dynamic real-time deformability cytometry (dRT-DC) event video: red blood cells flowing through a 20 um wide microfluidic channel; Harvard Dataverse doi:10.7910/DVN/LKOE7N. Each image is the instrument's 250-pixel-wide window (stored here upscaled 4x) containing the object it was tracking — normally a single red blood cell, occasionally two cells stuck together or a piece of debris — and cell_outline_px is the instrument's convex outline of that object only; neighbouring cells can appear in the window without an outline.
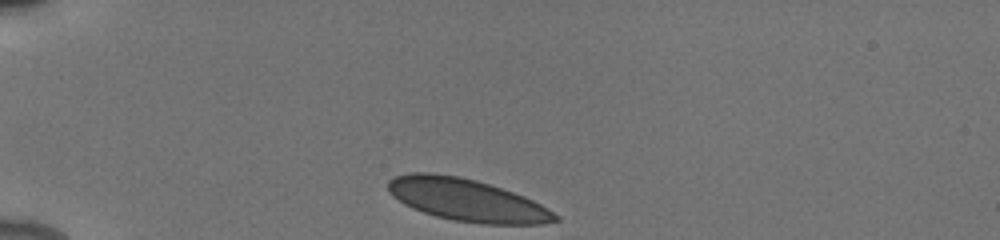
{"species": "human", "species_latin": "Homo sapiens", "temperature_condition": "cold", "stored_images_in_passage": 34, "camera_frame_rate_fps": 3000, "um_per_image_px": 0.085, "donor": {"sex": "male"}, "frame": {"image": 1, "passage_image": 1, "time_ms": 0.0, "image_size_px": [1000, 240], "cell_outline_px": [[560, 220], [540, 224], [484, 224], [452, 220], [436, 216], [412, 208], [404, 204], [392, 196], [388, 192], [388, 180], [396, 176], [412, 172], [432, 172], [460, 176], [476, 180], [524, 196], [540, 204], [560, 216]], "centroid_in_image_um": [39.66, 17.0], "position_along_channel_um": 45.3, "area_um2": 41.15}}
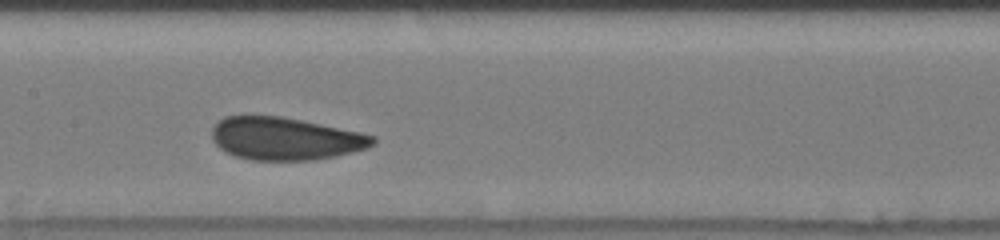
{"frame": {"image": 2, "passage_image": 15, "time_ms": 4.667, "image_size_px": [1000, 240], "cell_outline_px": [[376, 144], [368, 148], [336, 156], [316, 160], [252, 160], [236, 156], [220, 148], [212, 140], [212, 128], [224, 116], [244, 112], [280, 116], [360, 132], [376, 136]], "centroid_in_image_um": [24.22, 11.75], "position_along_channel_um": 183.2, "area_um2": 40.69}}
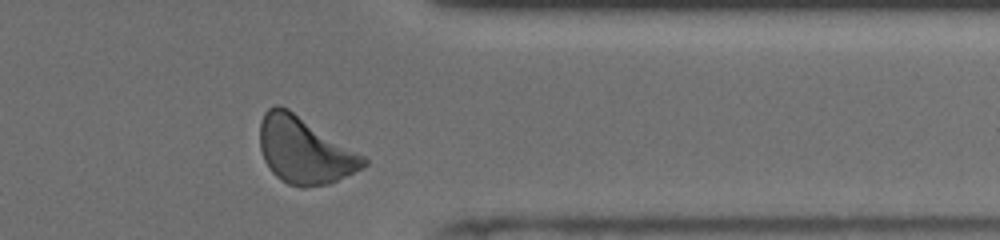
{"frame": {"image": 3, "passage_image": 31, "time_ms": 10.0, "image_size_px": [1000, 240], "cell_outline_px": [[368, 164], [364, 168], [328, 184], [304, 188], [300, 188], [288, 184], [280, 180], [272, 172], [264, 160], [260, 148], [260, 120], [264, 112], [268, 108], [276, 104], [280, 104], [288, 108], [364, 156], [368, 160]], "centroid_in_image_um": [25.86, 12.78], "position_along_channel_um": 385.5, "area_um2": 40.29}, "authors_computed_cell_mechanics": {"area_um2": 40.4022, "velocity_mm_per_s": 3.8669, "shape_relaxation_time_tau1_ms": 4.4732, "shape_relaxation_time_tau2_ms": null, "deformation_change_tau1": 0.0954, "deformation_change_tau2": null}}